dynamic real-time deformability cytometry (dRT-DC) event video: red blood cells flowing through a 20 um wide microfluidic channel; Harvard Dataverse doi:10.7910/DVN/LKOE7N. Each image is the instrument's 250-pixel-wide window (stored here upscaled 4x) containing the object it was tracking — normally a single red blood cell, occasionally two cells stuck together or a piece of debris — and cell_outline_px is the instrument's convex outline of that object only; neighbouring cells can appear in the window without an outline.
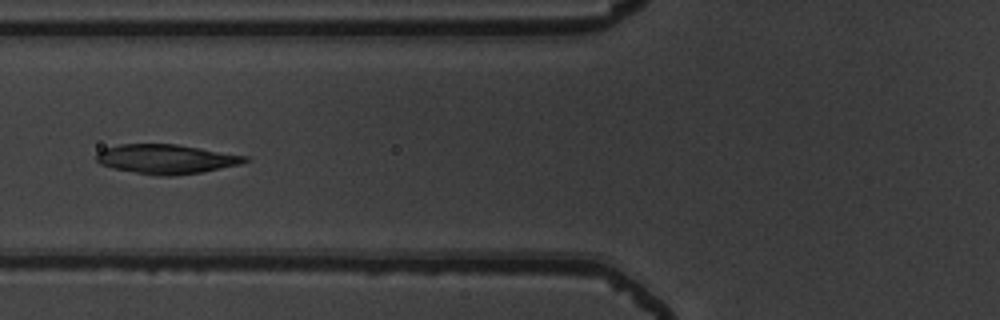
{"species": "common noctule bat (a hibernating species)", "species_latin": "Nyctalus noctula", "temperature_condition": "warm", "stored_images_in_passage": 4, "camera_frame_rate_fps": 3000, "um_per_image_px": 0.085, "animal": {"sex": "male", "body_mass_g": 19.5, "forearm_length_mm": 54.6}, "frame": {"image": 1, "passage_image": 4, "time_ms": 1.0, "image_size_px": [1000, 320], "cell_outline_px": [[252, 160], [240, 164], [200, 172], [172, 176], [160, 176], [112, 168], [100, 164], [96, 160], [96, 152], [104, 148], [120, 144], [176, 144], [248, 156]], "centroid_in_image_um": [14.12, 13.51], "position_along_channel_um": 111.7, "area_um2": 25.37}}